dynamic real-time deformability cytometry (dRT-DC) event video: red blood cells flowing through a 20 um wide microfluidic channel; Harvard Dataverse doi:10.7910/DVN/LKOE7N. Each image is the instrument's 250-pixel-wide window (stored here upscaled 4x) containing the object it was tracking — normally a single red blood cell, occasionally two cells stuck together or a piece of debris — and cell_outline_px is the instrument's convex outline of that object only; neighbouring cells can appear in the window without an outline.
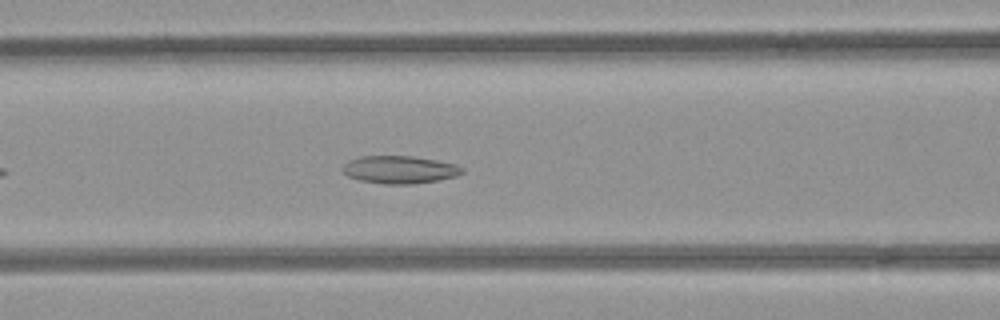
{"species": "common noctule bat (a hibernating species)", "species_latin": "Nyctalus noctula", "temperature_condition": "room temperature", "stored_images_in_passage": 41, "camera_frame_rate_fps": 3000, "um_per_image_px": 0.085, "animal": {"sex": "female", "body_mass_g": 21.9}, "frame": {"image": 1, "passage_image": 10, "time_ms": 3.0, "image_size_px": [1000, 320], "cell_outline_px": [[464, 172], [456, 176], [440, 180], [412, 184], [384, 184], [356, 180], [348, 176], [340, 168], [348, 160], [360, 156], [412, 156], [436, 160], [456, 164], [464, 168]], "centroid_in_image_um": [33.95, 14.42], "position_along_channel_um": 132.7, "area_um2": 19.54}}
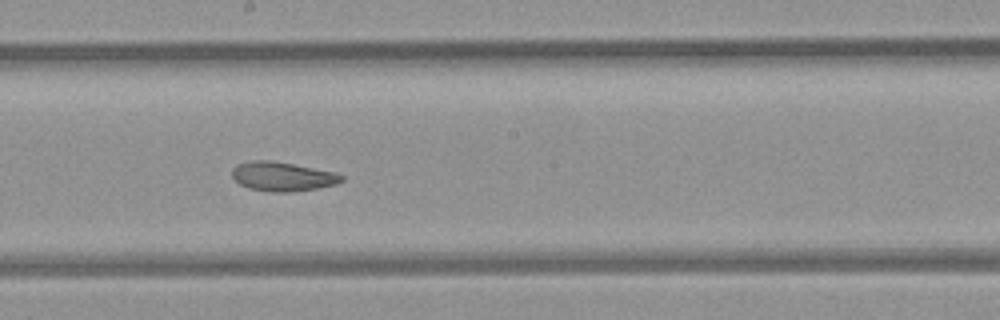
{"frame": {"image": 2, "passage_image": 17, "time_ms": 5.333, "image_size_px": [1000, 320], "cell_outline_px": [[344, 180], [336, 184], [316, 188], [292, 192], [272, 192], [248, 188], [240, 184], [232, 176], [232, 168], [236, 164], [252, 160], [268, 160], [292, 164], [336, 172], [344, 176]], "centroid_in_image_um": [24.0, 15.0], "position_along_channel_um": 224.2, "area_um2": 18.61}}
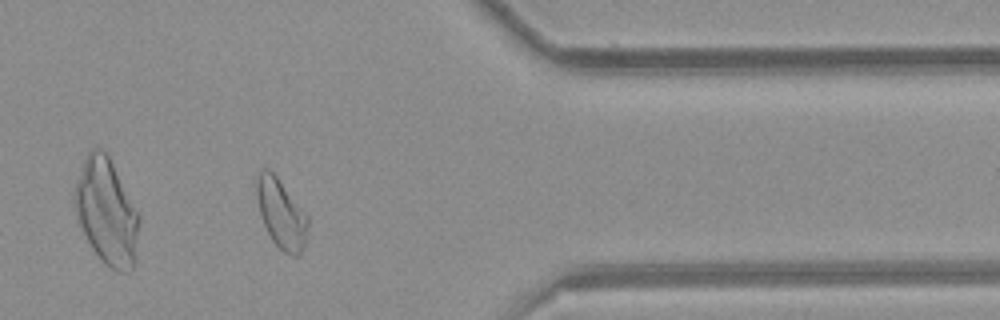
{"frame": {"image": 3, "passage_image": 31, "time_ms": 10.0, "image_size_px": [1000, 320], "cell_outline_px": [[308, 224], [304, 244], [300, 252], [296, 256], [292, 256], [284, 252], [272, 240], [260, 216], [256, 196], [256, 180], [260, 168], [268, 168], [276, 176], [308, 216]], "centroid_in_image_um": [23.87, 18.13], "position_along_channel_um": 387.5, "area_um2": 20.4}, "authors_computed_cell_mechanics": {"area_um2": 19.9988, "velocity_mm_per_s": 3.9195, "shape_relaxation_time_tau1_ms": null, "shape_relaxation_time_tau2_ms": 2.297, "deformation_change_tau1": null, "deformation_change_tau2": 0.0838}}